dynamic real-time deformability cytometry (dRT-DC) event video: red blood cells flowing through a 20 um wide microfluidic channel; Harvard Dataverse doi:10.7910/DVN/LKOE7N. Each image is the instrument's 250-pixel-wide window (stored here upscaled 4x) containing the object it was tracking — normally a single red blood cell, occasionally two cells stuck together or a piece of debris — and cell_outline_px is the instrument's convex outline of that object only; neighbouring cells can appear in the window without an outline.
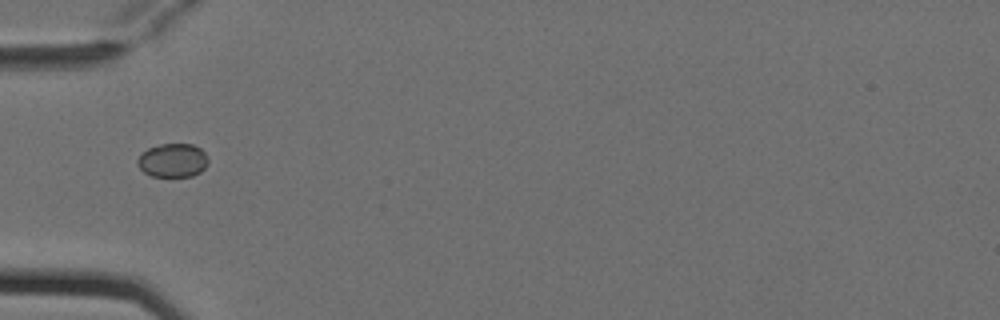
{"species": "Egyptian fruit bat (a non-hibernating species)", "species_latin": "Rousettus aegyptiacus", "temperature_condition": "cold", "stored_images_in_passage": 6, "camera_frame_rate_fps": 3000, "um_per_image_px": 0.085, "animal": {"sex": "female"}, "frame": {"image": 1, "passage_image": 3, "time_ms": 0.667, "image_size_px": [1000, 320], "cell_outline_px": [[208, 164], [200, 172], [192, 176], [152, 176], [144, 172], [136, 164], [136, 160], [148, 148], [160, 144], [192, 144], [200, 148], [204, 152], [208, 160]], "centroid_in_image_um": [14.68, 13.63], "position_along_channel_um": 70.3, "area_um2": 13.81}}
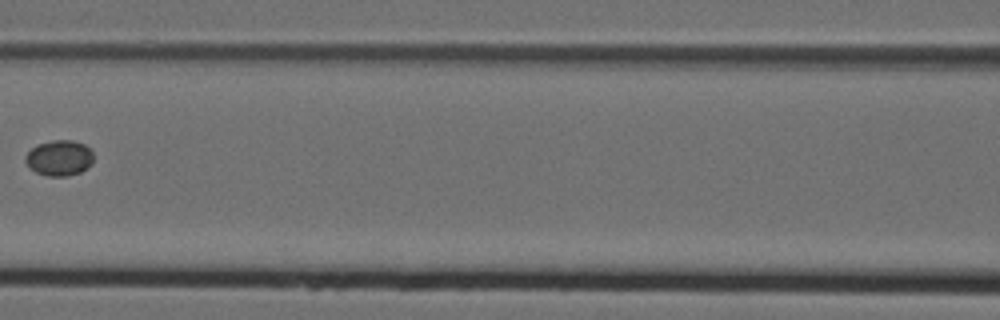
{"frame": {"image": 2, "passage_image": 5, "time_ms": 1.333, "image_size_px": [1000, 320], "cell_outline_px": [[92, 164], [80, 172], [68, 176], [48, 176], [36, 172], [24, 160], [24, 156], [36, 144], [52, 140], [72, 140], [84, 144], [92, 152]], "centroid_in_image_um": [5.03, 13.42], "position_along_channel_um": 161.6, "area_um2": 14.05}}
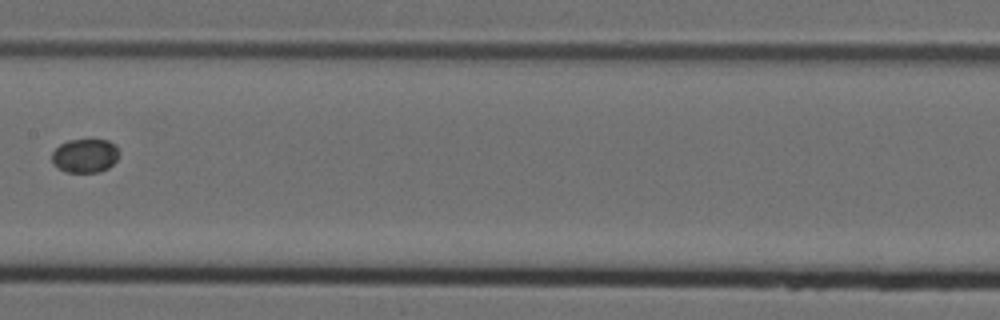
{"frame": {"image": 3, "passage_image": 6, "time_ms": 1.667, "image_size_px": [1000, 320], "cell_outline_px": [[120, 156], [108, 168], [96, 172], [64, 172], [52, 164], [52, 152], [60, 144], [68, 140], [108, 140], [116, 144], [120, 152]], "centroid_in_image_um": [7.24, 13.23], "position_along_channel_um": 200.2, "area_um2": 13.41}}